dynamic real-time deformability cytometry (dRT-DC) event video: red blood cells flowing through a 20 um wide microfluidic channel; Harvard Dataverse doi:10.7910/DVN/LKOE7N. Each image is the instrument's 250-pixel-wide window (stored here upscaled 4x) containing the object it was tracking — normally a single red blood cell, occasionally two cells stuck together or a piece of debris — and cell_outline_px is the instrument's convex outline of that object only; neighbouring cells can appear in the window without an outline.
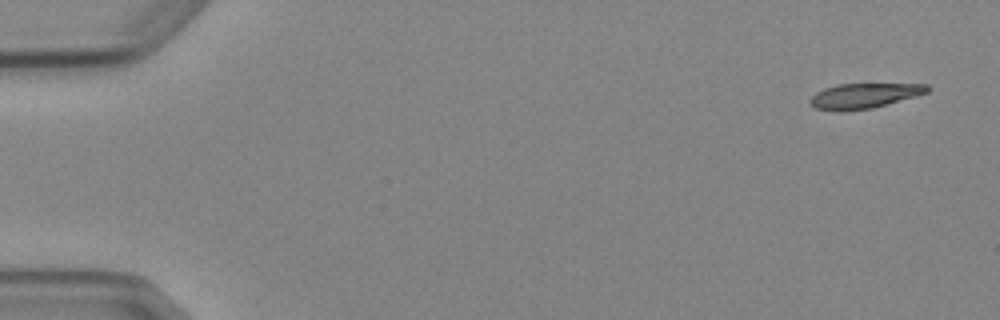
{"species": "Egyptian fruit bat (a non-hibernating species)", "species_latin": "Rousettus aegyptiacus", "temperature_condition": "cold", "stored_images_in_passage": 5, "camera_frame_rate_fps": 3000, "um_per_image_px": 0.085, "animal": {"sex": "female"}, "frame": {"image": 1, "passage_image": 1, "time_ms": 0.0, "image_size_px": [1000, 320], "cell_outline_px": [[932, 88], [928, 92], [916, 96], [872, 108], [840, 112], [816, 108], [808, 104], [808, 100], [816, 92], [824, 88], [836, 84], [928, 84]], "centroid_in_image_um": [73.42, 8.14], "position_along_channel_um": 11.6, "area_um2": 17.28}}
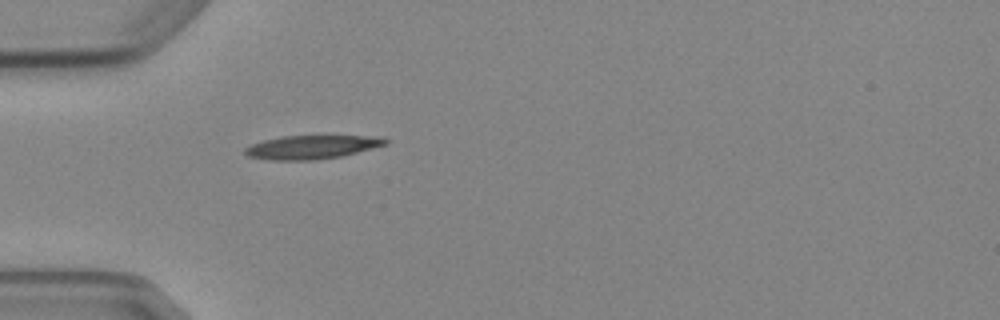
{"frame": {"image": 2, "passage_image": 5, "time_ms": 4.667, "image_size_px": [1000, 320], "cell_outline_px": [[388, 144], [344, 156], [316, 160], [268, 160], [248, 156], [244, 152], [244, 148], [252, 144], [264, 140], [280, 136], [380, 136], [388, 140]], "centroid_in_image_um": [26.52, 12.51], "position_along_channel_um": 58.5, "area_um2": 19.48}}